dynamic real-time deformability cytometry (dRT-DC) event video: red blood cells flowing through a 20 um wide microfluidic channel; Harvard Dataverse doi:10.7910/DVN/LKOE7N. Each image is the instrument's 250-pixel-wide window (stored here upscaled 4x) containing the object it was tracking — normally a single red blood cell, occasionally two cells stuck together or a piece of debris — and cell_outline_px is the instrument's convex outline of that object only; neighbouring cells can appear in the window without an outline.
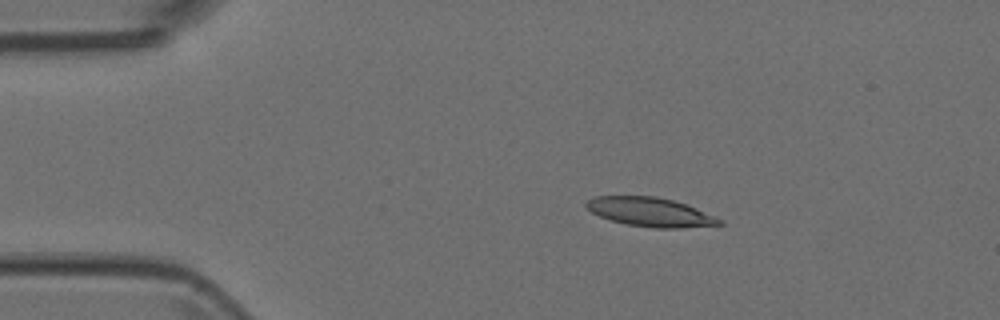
{"species": "Egyptian fruit bat (a non-hibernating species)", "species_latin": "Rousettus aegyptiacus", "temperature_condition": "room temperature", "stored_images_in_passage": 8, "camera_frame_rate_fps": 3000, "um_per_image_px": 0.085, "animal": {"sex": "female"}, "frame": {"image": 1, "passage_image": 3, "time_ms": 0.667, "image_size_px": [1000, 320], "cell_outline_px": [[724, 224], [680, 228], [656, 228], [628, 224], [612, 220], [600, 216], [592, 212], [584, 204], [588, 200], [596, 196], [656, 196], [672, 200], [696, 208], [724, 220]], "centroid_in_image_um": [55.3, 18.02], "position_along_channel_um": 29.7, "area_um2": 22.25}}
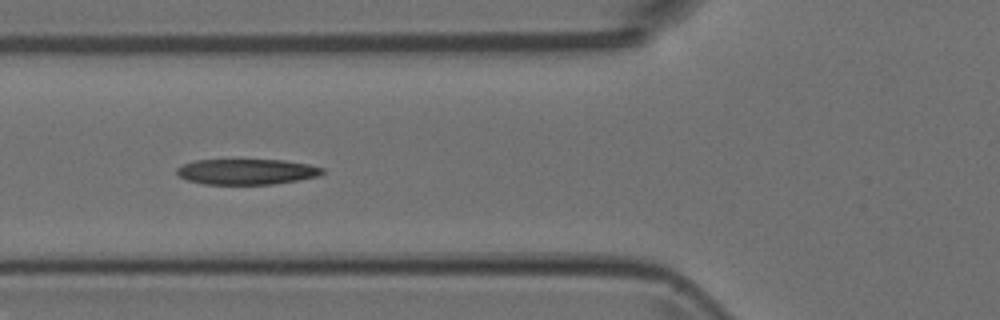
{"frame": {"image": 2, "passage_image": 6, "time_ms": 1.667, "image_size_px": [1000, 320], "cell_outline_px": [[324, 172], [320, 176], [272, 184], [204, 184], [188, 180], [180, 176], [176, 172], [176, 168], [184, 164], [196, 160], [284, 160], [308, 164], [324, 168]], "centroid_in_image_um": [20.98, 14.59], "position_along_channel_um": 104.8, "area_um2": 21.56}}
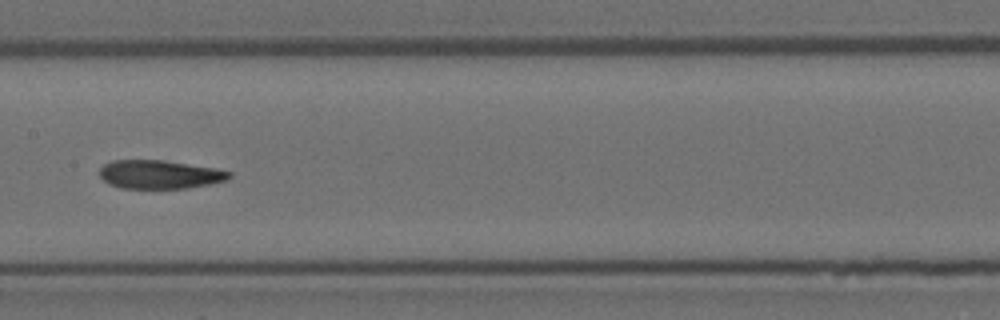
{"frame": {"image": 3, "passage_image": 8, "time_ms": 2.333, "image_size_px": [1000, 320], "cell_outline_px": [[232, 176], [228, 180], [188, 188], [120, 188], [108, 184], [100, 176], [100, 168], [104, 164], [112, 160], [160, 160], [216, 168], [232, 172]], "centroid_in_image_um": [13.57, 14.83], "position_along_channel_um": 193.8, "area_um2": 21.56}}